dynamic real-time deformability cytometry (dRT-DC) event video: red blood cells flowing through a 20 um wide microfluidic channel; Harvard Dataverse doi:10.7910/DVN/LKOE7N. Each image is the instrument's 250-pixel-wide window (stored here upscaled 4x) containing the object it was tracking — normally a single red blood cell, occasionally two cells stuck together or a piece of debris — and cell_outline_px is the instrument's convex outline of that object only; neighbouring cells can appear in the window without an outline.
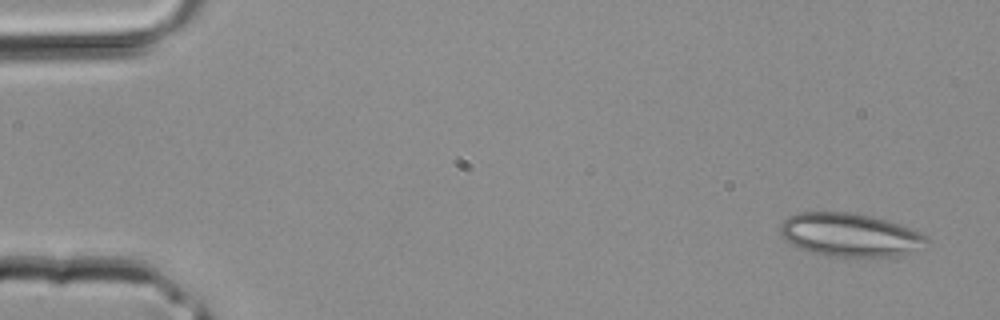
{"species": "common noctule bat (a hibernating species)", "species_latin": "Nyctalus noctula", "temperature_condition": "room temperature", "stored_images_in_passage": 4, "camera_frame_rate_fps": 3000, "um_per_image_px": 0.085, "animal": {"sex": "male", "body_mass_g": 20.4}, "frame": {"image": 1, "passage_image": 1, "time_ms": 0.0, "image_size_px": [1000, 320], "cell_outline_px": [[928, 248], [896, 256], [824, 256], [800, 248], [792, 244], [780, 232], [780, 224], [788, 216], [800, 212], [848, 212], [872, 216], [900, 224], [924, 236], [928, 240]], "centroid_in_image_um": [72.27, 19.97], "position_along_channel_um": 12.7, "area_um2": 36.82}}